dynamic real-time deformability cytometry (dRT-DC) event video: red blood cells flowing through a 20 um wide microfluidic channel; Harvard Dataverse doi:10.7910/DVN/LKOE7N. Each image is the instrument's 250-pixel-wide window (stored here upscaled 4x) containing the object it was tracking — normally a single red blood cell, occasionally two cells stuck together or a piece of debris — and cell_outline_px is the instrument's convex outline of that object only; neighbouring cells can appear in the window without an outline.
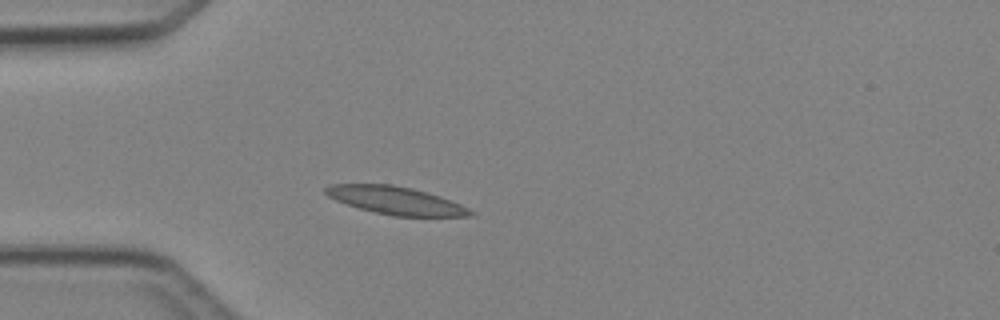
{"species": "Egyptian fruit bat (a non-hibernating species)", "species_latin": "Rousettus aegyptiacus", "temperature_condition": "cold", "stored_images_in_passage": 3, "camera_frame_rate_fps": 3000, "um_per_image_px": 0.085, "animal": {"sex": "female"}, "frame": {"image": 1, "passage_image": 3, "time_ms": 2.667, "image_size_px": [1000, 320], "cell_outline_px": [[476, 216], [392, 216], [360, 208], [336, 200], [328, 196], [324, 192], [324, 188], [328, 184], [392, 184], [412, 188], [440, 196], [460, 204], [476, 212]], "centroid_in_image_um": [33.66, 17.04], "position_along_channel_um": 51.3, "area_um2": 23.41}}